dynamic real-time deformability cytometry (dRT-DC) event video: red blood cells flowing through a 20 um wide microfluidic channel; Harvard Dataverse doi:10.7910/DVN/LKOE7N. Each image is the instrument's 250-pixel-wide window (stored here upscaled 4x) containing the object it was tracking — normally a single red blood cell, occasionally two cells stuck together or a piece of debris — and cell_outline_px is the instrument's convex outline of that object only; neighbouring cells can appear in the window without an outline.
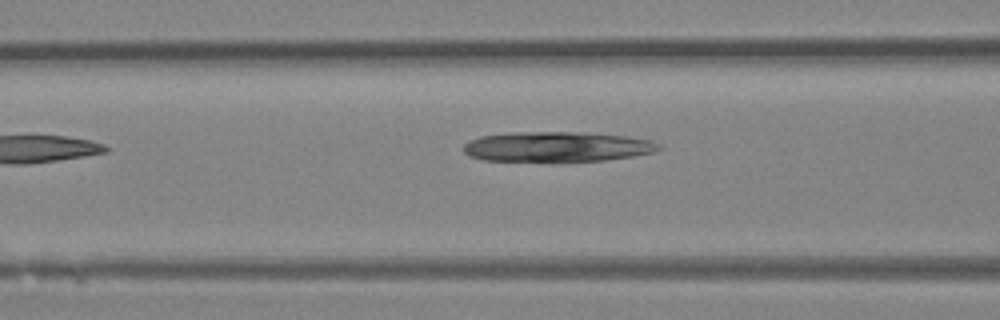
{"species": "Egyptian fruit bat (a non-hibernating species)", "species_latin": "Rousettus aegyptiacus", "temperature_condition": "room temperature", "stored_images_in_passage": 4, "camera_frame_rate_fps": 3000, "um_per_image_px": 0.085, "animal": {"sex": "female"}, "frame": {"image": 1, "passage_image": 4, "time_ms": 1.0, "image_size_px": [1000, 320], "cell_outline_px": [[664, 148], [656, 152], [632, 156], [604, 160], [484, 160], [468, 156], [464, 152], [464, 144], [468, 140], [480, 136], [512, 132], [580, 132], [628, 136], [652, 140], [660, 144]], "centroid_in_image_um": [47.38, 12.45], "position_along_channel_um": 119.2, "area_um2": 34.04}}